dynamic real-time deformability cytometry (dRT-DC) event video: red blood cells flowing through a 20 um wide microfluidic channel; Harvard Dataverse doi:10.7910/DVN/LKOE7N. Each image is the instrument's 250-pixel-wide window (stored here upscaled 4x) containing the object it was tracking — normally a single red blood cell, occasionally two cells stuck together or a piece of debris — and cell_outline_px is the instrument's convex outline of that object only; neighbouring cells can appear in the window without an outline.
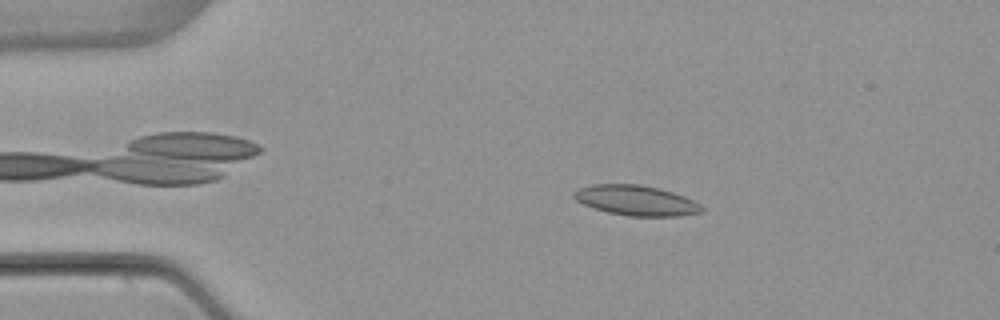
{"species": "common noctule bat (a hibernating species)", "species_latin": "Nyctalus noctula", "temperature_condition": "warm", "stored_images_in_passage": 4, "camera_frame_rate_fps": 3000, "um_per_image_px": 0.085, "animal": {"sex": "female", "body_mass_g": 22.7, "forearm_length_mm": 54.2}, "frame": {"image": 1, "passage_image": 2, "time_ms": 1.333, "image_size_px": [1000, 320], "cell_outline_px": [[704, 212], [680, 216], [628, 216], [608, 212], [584, 204], [576, 200], [572, 196], [572, 192], [580, 188], [592, 184], [640, 184], [660, 188], [684, 196], [700, 204], [704, 208]], "centroid_in_image_um": [54.09, 17.03], "position_along_channel_um": 30.9, "area_um2": 22.48}}